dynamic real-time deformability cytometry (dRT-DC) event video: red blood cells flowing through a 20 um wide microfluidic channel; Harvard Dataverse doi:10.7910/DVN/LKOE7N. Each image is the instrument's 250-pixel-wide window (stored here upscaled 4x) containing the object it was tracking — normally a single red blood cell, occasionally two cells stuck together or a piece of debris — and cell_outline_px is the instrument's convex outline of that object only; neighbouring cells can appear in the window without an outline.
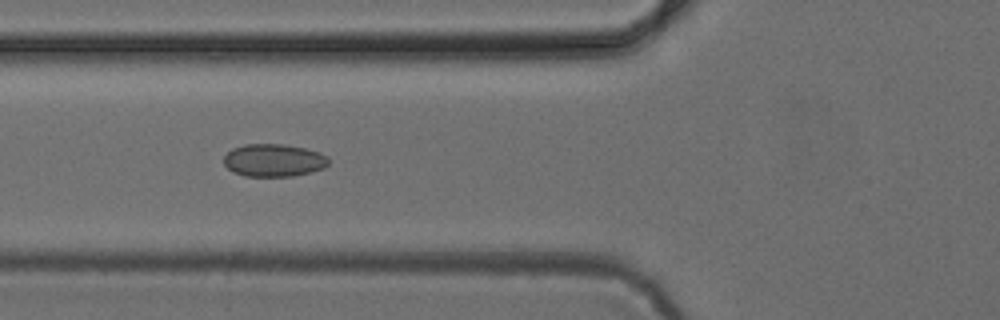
{"species": "common noctule bat (a hibernating species)", "species_latin": "Nyctalus noctula", "temperature_condition": "cold", "stored_images_in_passage": 7, "camera_frame_rate_fps": 3000, "um_per_image_px": 0.085, "animal": {"sex": "female", "body_mass_g": 24.6, "forearm_length_mm": 56.2}, "frame": {"image": 1, "passage_image": 4, "time_ms": 4.667, "image_size_px": [1000, 320], "cell_outline_px": [[328, 164], [324, 168], [312, 172], [292, 176], [244, 176], [232, 172], [224, 164], [224, 156], [232, 148], [244, 144], [284, 144], [304, 148], [320, 152], [328, 156]], "centroid_in_image_um": [23.27, 13.62], "position_along_channel_um": 102.5, "area_um2": 20.11}}
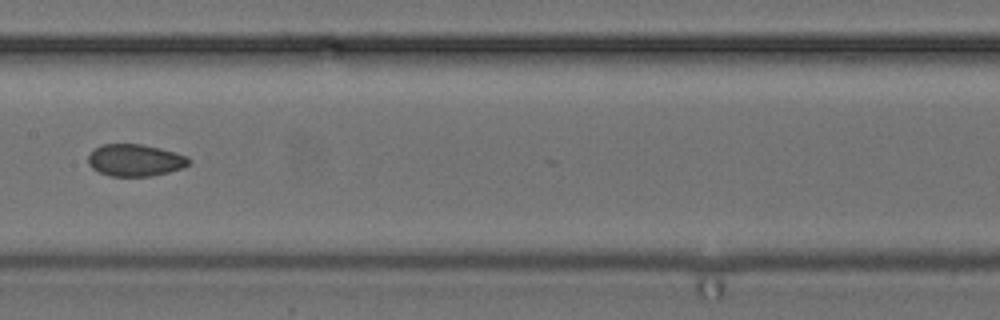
{"frame": {"image": 2, "passage_image": 6, "time_ms": 7.0, "image_size_px": [1000, 320], "cell_outline_px": [[192, 160], [188, 164], [180, 168], [168, 172], [152, 176], [112, 176], [100, 172], [92, 168], [88, 164], [88, 156], [92, 148], [100, 144], [140, 144], [160, 148], [188, 156]], "centroid_in_image_um": [11.45, 13.6], "position_along_channel_um": 195.9, "area_um2": 18.84}}
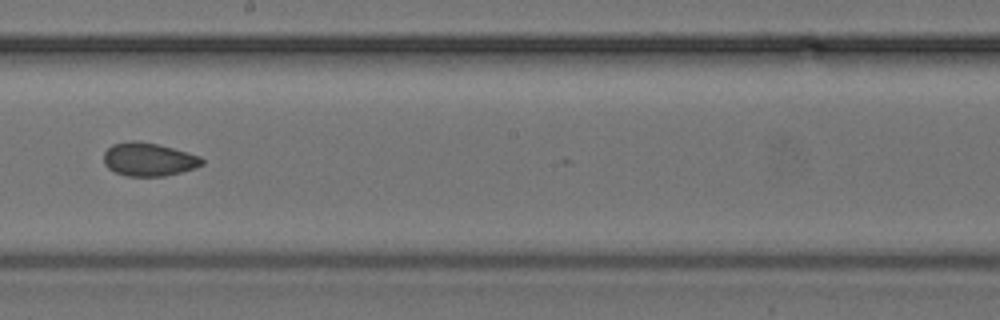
{"frame": {"image": 3, "passage_image": 7, "time_ms": 8.0, "image_size_px": [1000, 320], "cell_outline_px": [[204, 164], [196, 168], [164, 176], [128, 176], [116, 172], [108, 168], [104, 164], [104, 152], [112, 144], [128, 140], [140, 140], [172, 148], [200, 156], [204, 160]], "centroid_in_image_um": [12.63, 13.54], "position_along_channel_um": 235.6, "area_um2": 19.13}}